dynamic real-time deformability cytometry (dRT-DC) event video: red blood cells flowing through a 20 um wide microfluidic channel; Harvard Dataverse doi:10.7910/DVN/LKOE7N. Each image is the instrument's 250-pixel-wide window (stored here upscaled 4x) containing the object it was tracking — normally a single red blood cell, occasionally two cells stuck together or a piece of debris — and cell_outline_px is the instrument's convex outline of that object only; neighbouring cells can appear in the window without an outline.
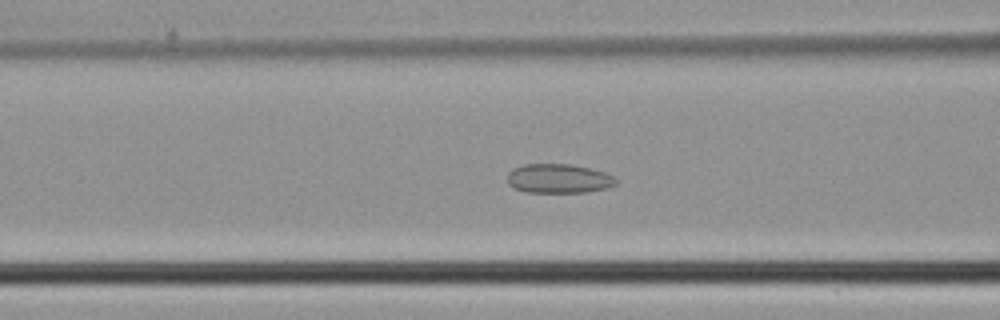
{"species": "common noctule bat (a hibernating species)", "species_latin": "Nyctalus noctula", "temperature_condition": "cold", "stored_images_in_passage": 47, "camera_frame_rate_fps": 3000, "um_per_image_px": 0.085, "animal": {"sex": "male", "body_mass_g": 21.5, "forearm_length_mm": 52.0}, "frame": {"image": 1, "passage_image": 19, "time_ms": 6.0, "image_size_px": [1000, 320], "cell_outline_px": [[616, 184], [608, 188], [584, 192], [528, 192], [516, 188], [508, 184], [508, 172], [512, 168], [524, 164], [568, 164], [592, 168], [604, 172], [612, 176], [616, 180]], "centroid_in_image_um": [47.48, 15.17], "position_along_channel_um": 119.1, "area_um2": 18.44}}
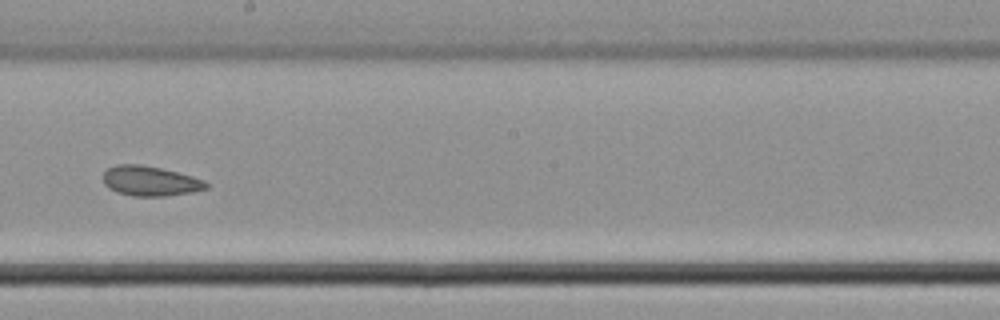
{"frame": {"image": 2, "passage_image": 27, "time_ms": 8.667, "image_size_px": [1000, 320], "cell_outline_px": [[208, 188], [192, 192], [164, 196], [132, 196], [116, 192], [108, 188], [104, 184], [104, 172], [108, 168], [116, 164], [140, 164], [160, 168], [192, 176], [204, 180], [208, 184]], "centroid_in_image_um": [12.74, 15.39], "position_along_channel_um": 235.5, "area_um2": 17.92}}
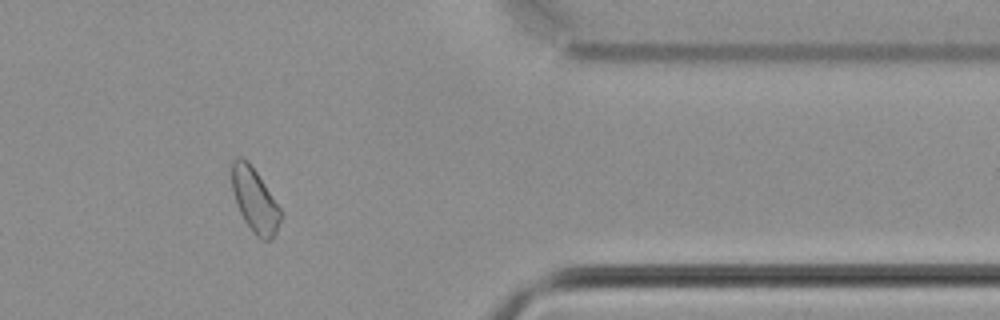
{"frame": {"image": 3, "passage_image": 39, "time_ms": 12.667, "image_size_px": [1000, 320], "cell_outline_px": [[284, 212], [276, 232], [268, 240], [260, 240], [256, 236], [244, 220], [236, 204], [232, 188], [232, 160], [236, 156], [240, 156], [248, 160]], "centroid_in_image_um": [21.66, 17.0], "position_along_channel_um": 389.7, "area_um2": 18.32}}